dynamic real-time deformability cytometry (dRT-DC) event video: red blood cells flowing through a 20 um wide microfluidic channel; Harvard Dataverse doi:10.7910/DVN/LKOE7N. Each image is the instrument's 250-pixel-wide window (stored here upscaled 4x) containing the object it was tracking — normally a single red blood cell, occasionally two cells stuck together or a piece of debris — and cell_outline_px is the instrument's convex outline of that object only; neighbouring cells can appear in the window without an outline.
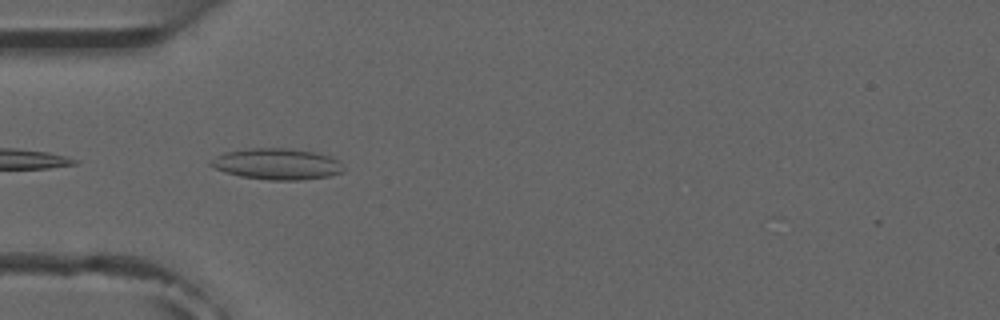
{"species": "common noctule bat (a hibernating species)", "species_latin": "Nyctalus noctula", "temperature_condition": "room temperature", "stored_images_in_passage": 4, "camera_frame_rate_fps": 3000, "um_per_image_px": 0.085, "animal": {"sex": "male", "forearm_length_mm": 52.5}, "frame": {"image": 1, "passage_image": 3, "time_ms": 2.333, "image_size_px": [1000, 320], "cell_outline_px": [[344, 172], [328, 176], [300, 180], [268, 180], [240, 176], [224, 172], [208, 164], [208, 160], [224, 152], [252, 148], [284, 148], [312, 152], [328, 156], [340, 160], [344, 168]], "centroid_in_image_um": [23.52, 13.94], "position_along_channel_um": 61.5, "area_um2": 24.1}}
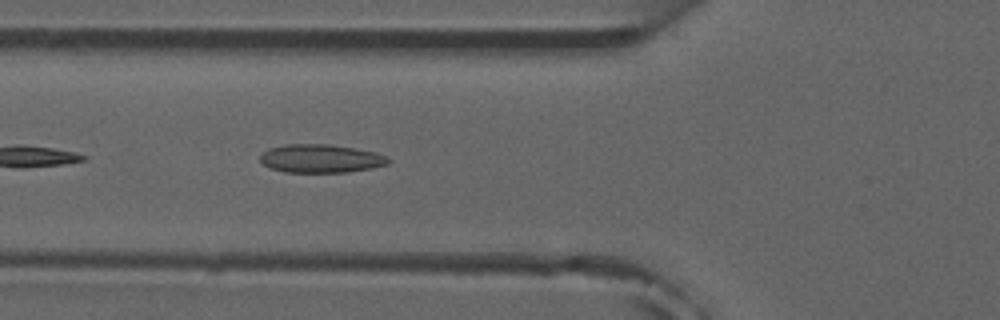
{"frame": {"image": 2, "passage_image": 4, "time_ms": 3.333, "image_size_px": [1000, 320], "cell_outline_px": [[392, 160], [388, 164], [372, 168], [348, 172], [284, 172], [272, 168], [264, 164], [260, 160], [260, 156], [268, 148], [288, 144], [328, 144], [356, 148], [376, 152], [388, 156]], "centroid_in_image_um": [27.32, 13.47], "position_along_channel_um": 98.5, "area_um2": 21.27}}